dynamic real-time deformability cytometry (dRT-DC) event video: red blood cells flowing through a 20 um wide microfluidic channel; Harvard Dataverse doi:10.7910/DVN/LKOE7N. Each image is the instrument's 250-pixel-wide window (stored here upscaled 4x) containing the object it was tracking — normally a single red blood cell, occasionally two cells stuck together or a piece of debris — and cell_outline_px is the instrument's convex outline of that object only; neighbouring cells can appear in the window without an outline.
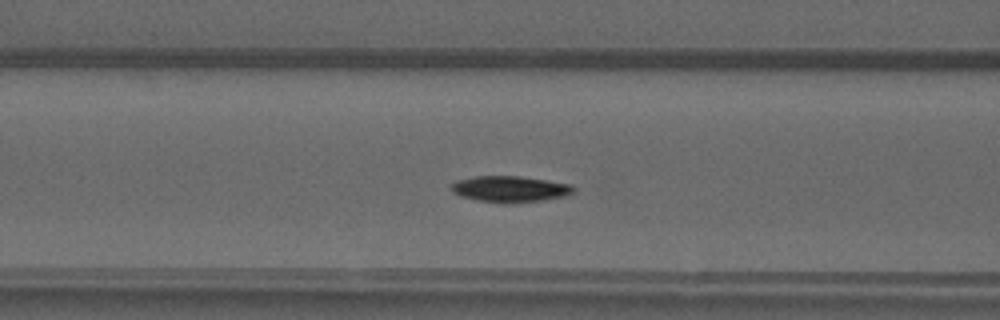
{"species": "common noctule bat (a hibernating species)", "species_latin": "Nyctalus noctula", "temperature_condition": "warm", "stored_images_in_passage": 47, "camera_frame_rate_fps": 3000, "um_per_image_px": 0.085, "animal": {"sex": "male", "forearm_length_mm": 52.5}, "frame": {"image": 1, "passage_image": 16, "time_ms": 5.0, "image_size_px": [1000, 320], "cell_outline_px": [[576, 188], [568, 196], [540, 200], [504, 204], [476, 200], [460, 196], [452, 192], [448, 188], [456, 180], [472, 176], [520, 176], [572, 184]], "centroid_in_image_um": [43.31, 16.07], "position_along_channel_um": 123.3, "area_um2": 18.9}}
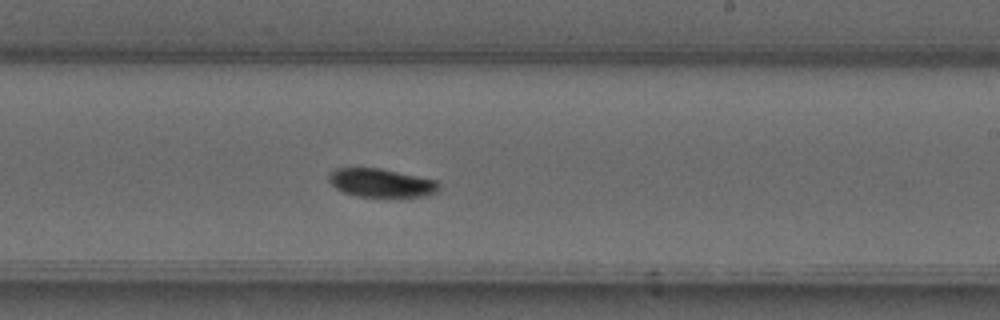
{"frame": {"image": 2, "passage_image": 26, "time_ms": 8.333, "image_size_px": [1000, 320], "cell_outline_px": [[440, 188], [436, 192], [428, 196], [356, 196], [344, 192], [336, 188], [328, 180], [328, 172], [336, 168], [380, 168], [436, 180], [440, 184]], "centroid_in_image_um": [32.39, 15.53], "position_along_channel_um": 256.6, "area_um2": 18.21}}
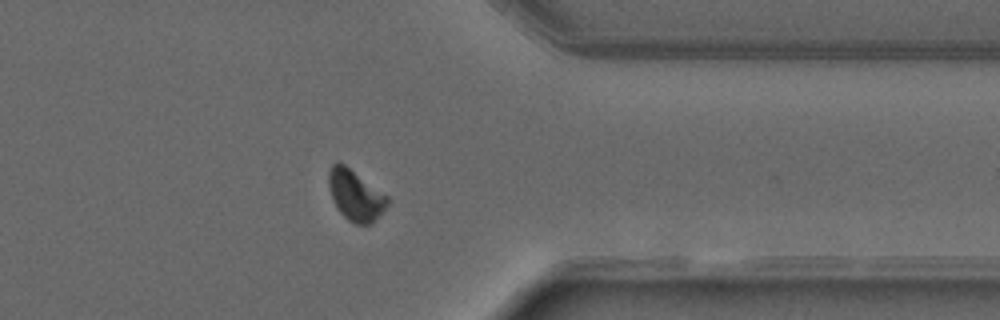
{"frame": {"image": 3, "passage_image": 36, "time_ms": 11.667, "image_size_px": [1000, 320], "cell_outline_px": [[388, 204], [372, 224], [356, 224], [348, 220], [340, 212], [332, 200], [328, 184], [328, 172], [332, 164], [336, 160], [344, 164], [388, 196]], "centroid_in_image_um": [30.19, 16.59], "position_along_channel_um": 381.2, "area_um2": 17.28}, "authors_computed_cell_mechanics": {"area_um2": 17.6868, "velocity_mm_per_s": 4.0118, "shape_relaxation_time_tau1_ms": 3.6097, "shape_relaxation_time_tau2_ms": null, "deformation_change_tau1": 0.124, "deformation_change_tau2": null}}